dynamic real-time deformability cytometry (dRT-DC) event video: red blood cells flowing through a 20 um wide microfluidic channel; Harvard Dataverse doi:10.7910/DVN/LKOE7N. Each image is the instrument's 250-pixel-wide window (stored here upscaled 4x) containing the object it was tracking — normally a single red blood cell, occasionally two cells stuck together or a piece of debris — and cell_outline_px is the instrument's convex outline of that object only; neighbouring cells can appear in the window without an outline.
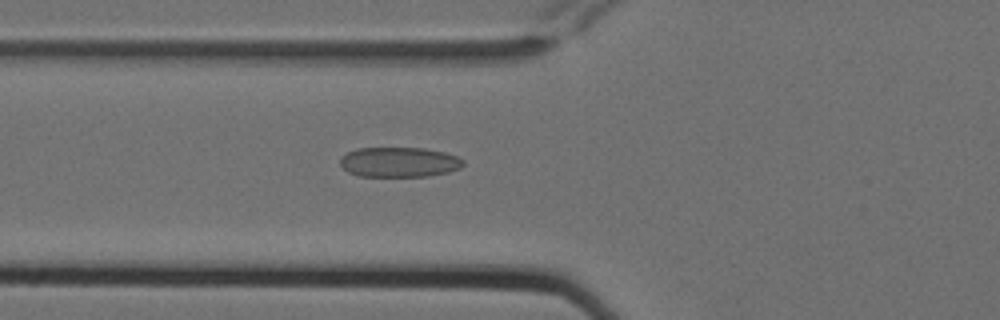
{"species": "Egyptian fruit bat (a non-hibernating species)", "species_latin": "Rousettus aegyptiacus", "temperature_condition": "cold", "stored_images_in_passage": 6, "camera_frame_rate_fps": 3000, "um_per_image_px": 0.085, "animal": {"sex": "female"}, "frame": {"image": 1, "passage_image": 6, "time_ms": 1.667, "image_size_px": [1000, 320], "cell_outline_px": [[464, 164], [460, 168], [448, 172], [428, 176], [356, 176], [348, 172], [340, 164], [340, 156], [356, 148], [424, 148], [444, 152], [456, 156], [464, 160]], "centroid_in_image_um": [33.91, 13.78], "position_along_channel_um": 91.9, "area_um2": 21.56}}